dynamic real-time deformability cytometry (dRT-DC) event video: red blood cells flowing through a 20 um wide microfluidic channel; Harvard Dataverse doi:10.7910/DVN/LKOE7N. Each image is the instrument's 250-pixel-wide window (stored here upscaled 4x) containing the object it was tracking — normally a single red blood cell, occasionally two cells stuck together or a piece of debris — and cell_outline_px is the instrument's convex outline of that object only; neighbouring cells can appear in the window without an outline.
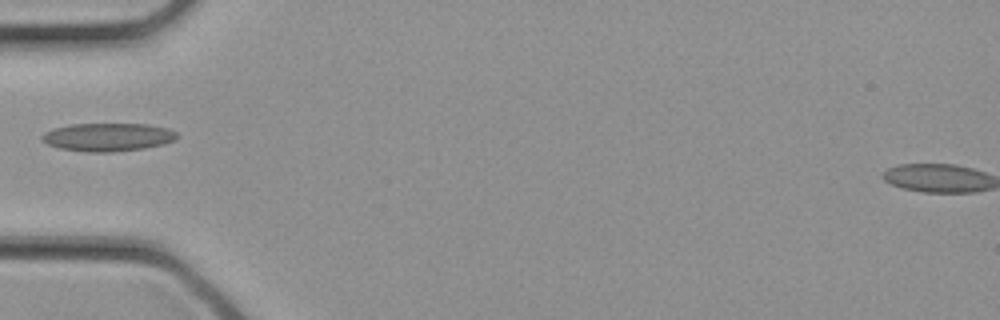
{"species": "common noctule bat (a hibernating species)", "species_latin": "Nyctalus noctula", "temperature_condition": "cold", "stored_images_in_passage": 22, "camera_frame_rate_fps": 3000, "um_per_image_px": 0.085, "animal": {"sex": "female", "body_mass_g": 21.9}, "frame": {"image": 1, "passage_image": 1, "time_ms": 0.0, "image_size_px": [1000, 320], "cell_outline_px": [[176, 140], [164, 144], [144, 148], [112, 152], [84, 152], [60, 148], [48, 144], [40, 140], [40, 136], [44, 132], [52, 128], [72, 124], [148, 124], [168, 128], [176, 132]], "centroid_in_image_um": [9.14, 11.65], "position_along_channel_um": 75.9, "area_um2": 22.31}}